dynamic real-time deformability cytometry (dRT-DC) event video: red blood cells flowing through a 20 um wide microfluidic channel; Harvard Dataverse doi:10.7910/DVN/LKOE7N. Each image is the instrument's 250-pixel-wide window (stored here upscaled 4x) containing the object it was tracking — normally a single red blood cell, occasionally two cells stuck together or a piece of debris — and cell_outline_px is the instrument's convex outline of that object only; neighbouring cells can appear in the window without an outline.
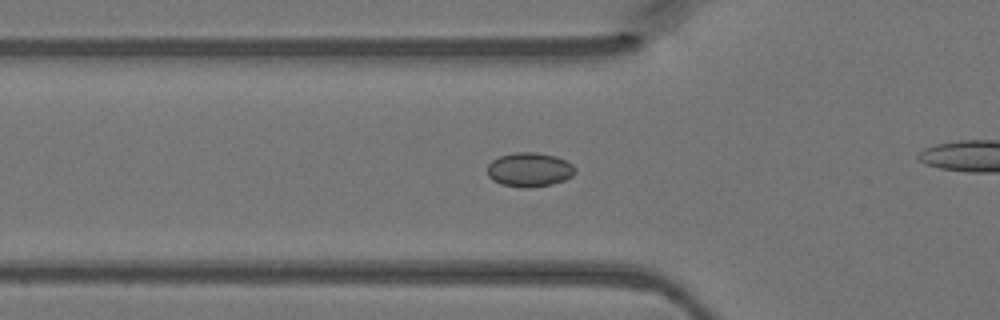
{"species": "Egyptian fruit bat (a non-hibernating species)", "species_latin": "Rousettus aegyptiacus", "temperature_condition": "warm", "stored_images_in_passage": 29, "camera_frame_rate_fps": 3000, "um_per_image_px": 0.085, "animal": {"sex": "female"}, "frame": {"image": 1, "passage_image": 7, "time_ms": 2.0, "image_size_px": [1000, 320], "cell_outline_px": [[576, 172], [572, 176], [564, 180], [552, 184], [528, 188], [524, 188], [500, 184], [492, 180], [488, 176], [488, 164], [492, 160], [500, 156], [516, 152], [536, 152], [556, 156], [572, 164], [576, 168]], "centroid_in_image_um": [45.0, 14.42], "position_along_channel_um": 80.8, "area_um2": 17.57}}
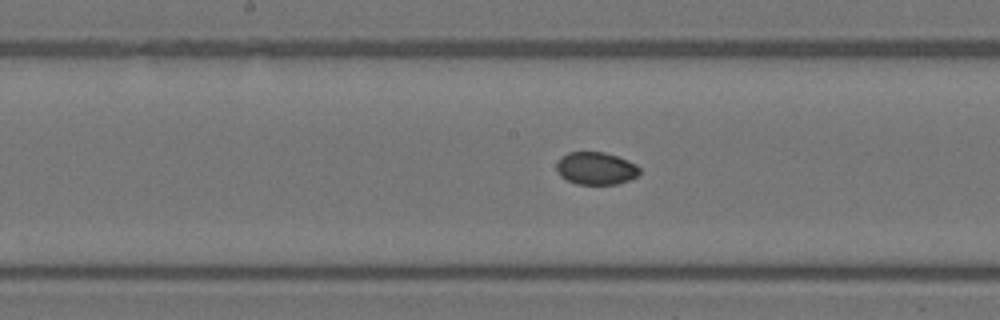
{"frame": {"image": 2, "passage_image": 15, "time_ms": 4.667, "image_size_px": [1000, 320], "cell_outline_px": [[640, 172], [636, 176], [628, 180], [616, 184], [576, 184], [560, 176], [556, 168], [556, 164], [568, 152], [604, 152], [628, 160], [636, 164], [640, 168]], "centroid_in_image_um": [50.66, 14.31], "position_along_channel_um": 197.5, "area_um2": 15.61}}
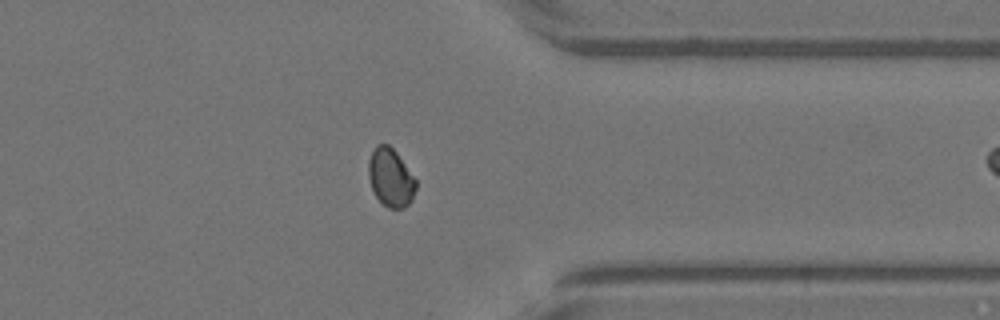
{"frame": {"image": 3, "passage_image": 28, "time_ms": 9.0, "image_size_px": [1000, 320], "cell_outline_px": [[416, 188], [412, 200], [404, 208], [388, 208], [376, 196], [372, 188], [368, 176], [368, 160], [376, 144], [388, 144], [396, 152], [416, 180]], "centroid_in_image_um": [33.2, 15.09], "position_along_channel_um": 378.2, "area_um2": 15.95}}